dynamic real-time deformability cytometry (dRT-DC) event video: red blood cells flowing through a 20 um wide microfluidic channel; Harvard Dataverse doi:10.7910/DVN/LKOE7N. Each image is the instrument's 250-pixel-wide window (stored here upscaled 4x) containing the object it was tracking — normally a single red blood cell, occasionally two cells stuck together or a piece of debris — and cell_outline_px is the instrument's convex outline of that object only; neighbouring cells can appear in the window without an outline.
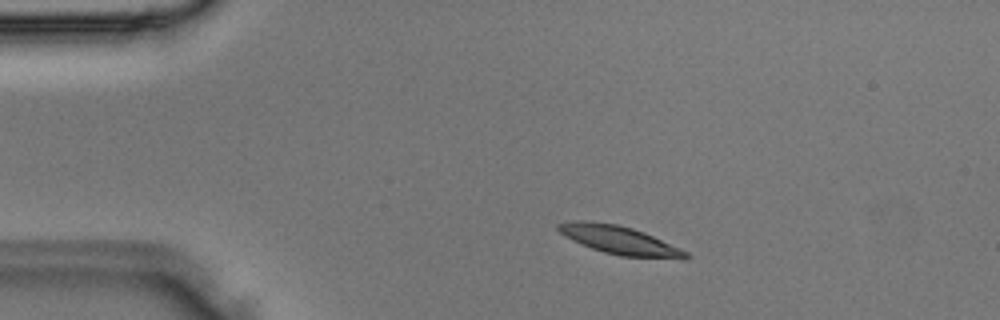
{"species": "Egyptian fruit bat (a non-hibernating species)", "species_latin": "Rousettus aegyptiacus", "temperature_condition": "room temperature", "stored_images_in_passage": 2, "camera_frame_rate_fps": 3000, "um_per_image_px": 0.085, "animal": {"sex": "male"}, "frame": {"image": 1, "passage_image": 1, "time_ms": 0.0, "image_size_px": [1000, 320], "cell_outline_px": [[692, 256], [688, 260], [680, 260], [620, 256], [604, 252], [592, 248], [572, 240], [564, 236], [556, 228], [556, 224], [576, 220], [584, 220], [616, 224], [632, 228], [644, 232], [680, 248], [688, 252]], "centroid_in_image_um": [52.73, 20.44], "position_along_channel_um": 32.3, "area_um2": 21.39}}